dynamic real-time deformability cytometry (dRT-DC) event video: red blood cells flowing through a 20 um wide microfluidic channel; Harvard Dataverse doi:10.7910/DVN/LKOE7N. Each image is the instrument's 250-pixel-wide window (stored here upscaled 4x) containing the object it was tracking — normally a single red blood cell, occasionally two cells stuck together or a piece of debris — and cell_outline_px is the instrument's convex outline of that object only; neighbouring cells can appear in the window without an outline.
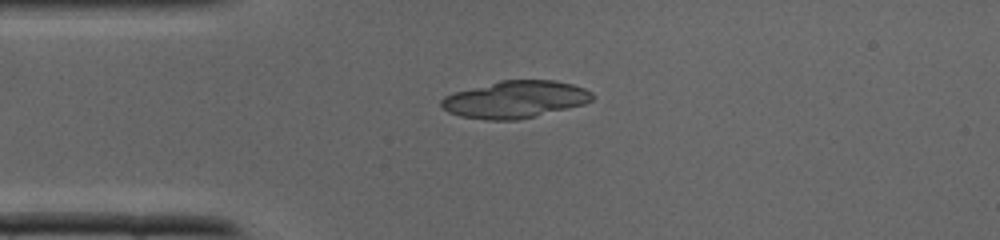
{"species": "common noctule bat (a hibernating species)", "species_latin": "Nyctalus noctula", "temperature_condition": "cold", "stored_images_in_passage": 25, "camera_frame_rate_fps": 3000, "um_per_image_px": 0.085, "animal": {"sex": "male", "body_mass_g": 19.0, "forearm_length_mm": 50.8}, "frame": {"image": 1, "passage_image": 1, "time_ms": 0.0, "image_size_px": [1000, 240], "cell_outline_px": [[596, 96], [592, 100], [584, 104], [568, 108], [516, 120], [484, 120], [460, 116], [448, 112], [440, 104], [440, 100], [444, 96], [452, 92], [500, 80], [556, 80], [572, 84], [584, 88], [592, 92]], "centroid_in_image_um": [43.77, 8.44], "position_along_channel_um": 41.2, "area_um2": 32.83}}